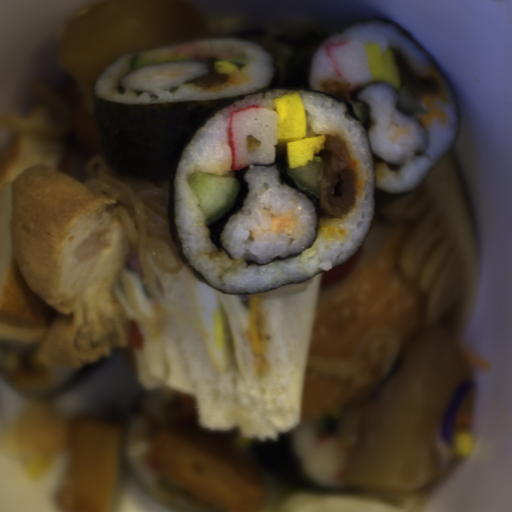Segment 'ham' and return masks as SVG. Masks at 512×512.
I'll return each instance as SVG.
<instances>
[{
    "mask_svg": "<svg viewBox=\"0 0 512 512\" xmlns=\"http://www.w3.org/2000/svg\"><path fill=\"white\" fill-rule=\"evenodd\" d=\"M229 80V74H218V73H209L206 75H200L193 82L194 85L200 86L205 89H210L211 87L226 84Z\"/></svg>",
    "mask_w": 512,
    "mask_h": 512,
    "instance_id": "obj_1",
    "label": "ham"
}]
</instances>
